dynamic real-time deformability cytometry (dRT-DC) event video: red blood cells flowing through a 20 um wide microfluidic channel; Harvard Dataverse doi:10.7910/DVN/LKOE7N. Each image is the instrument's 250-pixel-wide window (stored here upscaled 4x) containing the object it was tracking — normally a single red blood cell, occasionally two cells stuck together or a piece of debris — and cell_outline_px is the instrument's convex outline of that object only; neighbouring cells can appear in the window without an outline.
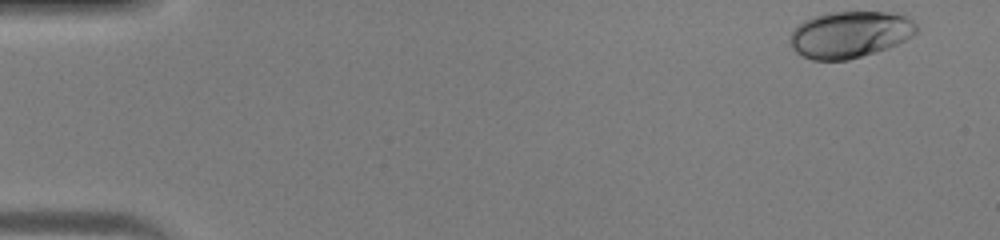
{"species": "human", "species_latin": "Homo sapiens", "temperature_condition": "warm", "stored_images_in_passage": 44, "camera_frame_rate_fps": 3000, "um_per_image_px": 0.085, "donor": {"sex": "male"}, "frame": {"image": 1, "passage_image": 1, "time_ms": 0.0, "image_size_px": [1000, 240], "cell_outline_px": [[920, 28], [912, 36], [896, 44], [876, 52], [848, 60], [812, 60], [796, 52], [788, 44], [792, 28], [804, 20], [812, 16], [828, 12], [888, 12], [908, 16]], "centroid_in_image_um": [72.21, 2.92], "position_along_channel_um": 12.8, "area_um2": 34.68}}
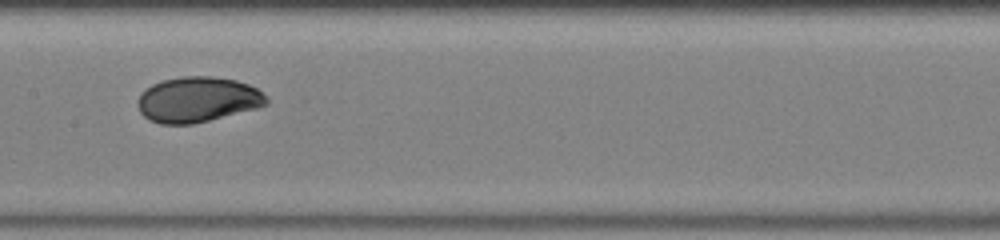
{"frame": {"image": 2, "passage_image": 22, "time_ms": 7.0, "image_size_px": [1000, 240], "cell_outline_px": [[268, 104], [256, 108], [192, 124], [160, 124], [148, 120], [140, 112], [136, 104], [136, 100], [140, 92], [144, 88], [160, 80], [184, 76], [212, 76], [236, 80], [248, 84], [256, 88], [268, 96]], "centroid_in_image_um": [16.74, 8.45], "position_along_channel_um": 190.7, "area_um2": 34.33}}
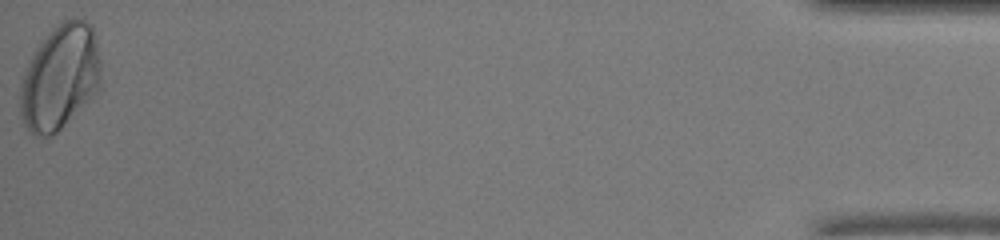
{"frame": {"image": 3, "passage_image": 44, "time_ms": 14.333, "image_size_px": [1000, 240], "cell_outline_px": [[100, 88], [52, 136], [36, 136], [24, 124], [20, 116], [20, 80], [24, 68], [40, 40], [56, 24], [64, 20], [76, 16], [92, 24], [100, 64]], "centroid_in_image_um": [5.06, 6.51], "position_along_channel_um": 430.1, "area_um2": 49.53}}